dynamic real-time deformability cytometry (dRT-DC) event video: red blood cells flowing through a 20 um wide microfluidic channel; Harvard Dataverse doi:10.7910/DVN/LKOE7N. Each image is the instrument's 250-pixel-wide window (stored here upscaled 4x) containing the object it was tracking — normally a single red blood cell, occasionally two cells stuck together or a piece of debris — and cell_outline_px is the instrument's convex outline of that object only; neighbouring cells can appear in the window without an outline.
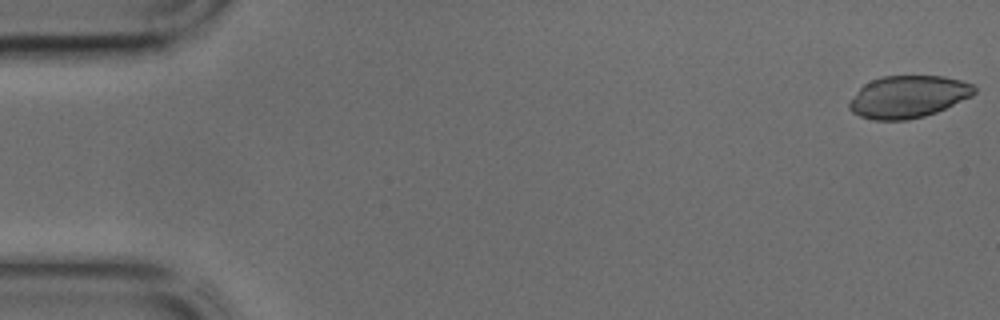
{"species": "common noctule bat (a hibernating species)", "species_latin": "Nyctalus noctula", "temperature_condition": "cold", "stored_images_in_passage": 43, "camera_frame_rate_fps": 3000, "um_per_image_px": 0.085, "animal": {"sex": "male", "body_mass_g": 17.9, "forearm_length_mm": 54.2}, "frame": {"image": 1, "passage_image": 1, "time_ms": 0.0, "image_size_px": [1000, 320], "cell_outline_px": [[976, 92], [972, 96], [936, 112], [924, 116], [908, 120], [872, 120], [860, 116], [852, 112], [848, 108], [848, 104], [860, 88], [864, 84], [880, 76], [944, 76], [960, 80], [972, 84], [976, 88]], "centroid_in_image_um": [77.19, 8.22], "position_along_channel_um": 7.8, "area_um2": 30.69}}
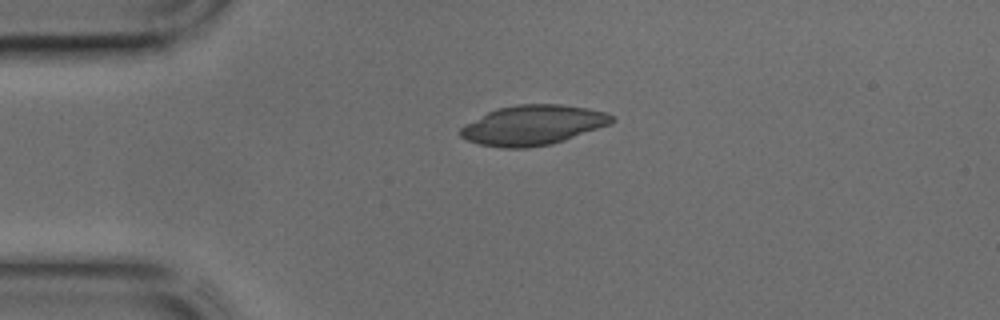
{"frame": {"image": 2, "passage_image": 10, "time_ms": 3.0, "image_size_px": [1000, 320], "cell_outline_px": [[616, 120], [612, 124], [552, 144], [528, 148], [504, 148], [480, 144], [468, 140], [460, 136], [460, 128], [464, 124], [496, 108], [516, 104], [560, 104], [588, 108], [608, 112], [616, 116]], "centroid_in_image_um": [45.35, 10.63], "position_along_channel_um": 39.7, "area_um2": 35.43}}